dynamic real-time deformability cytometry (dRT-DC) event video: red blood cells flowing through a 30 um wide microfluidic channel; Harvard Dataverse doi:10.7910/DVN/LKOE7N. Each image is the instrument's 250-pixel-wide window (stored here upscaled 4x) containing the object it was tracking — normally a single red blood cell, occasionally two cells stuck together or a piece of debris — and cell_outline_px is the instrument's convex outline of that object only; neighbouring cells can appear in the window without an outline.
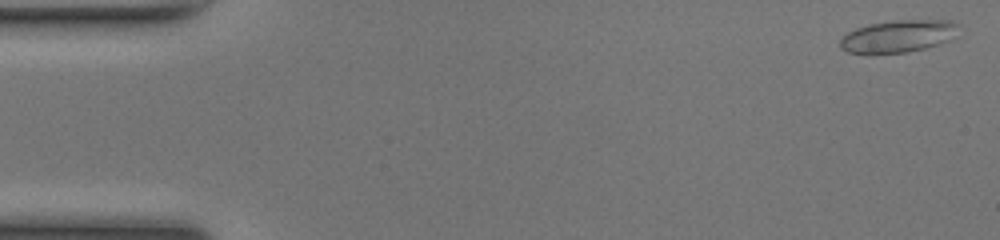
{"species": "common noctule bat (a hibernating species)", "species_latin": "Nyctalus noctula", "temperature_condition": "room temperature", "stored_images_in_passage": 49, "camera_frame_rate_fps": 3000, "um_per_image_px": 0.085, "animal": {"sex": "female", "body_mass_g": 17.0, "forearm_length_mm": 48.0}, "frame": {"image": 1, "passage_image": 1, "time_ms": 0.0, "image_size_px": [1000, 240], "cell_outline_px": [[960, 36], [924, 48], [908, 52], [848, 52], [840, 48], [840, 40], [848, 32], [856, 28], [868, 24], [896, 20], [952, 20], [960, 24]], "centroid_in_image_um": [76.45, 3.04], "position_along_channel_um": 8.6, "area_um2": 22.25}}
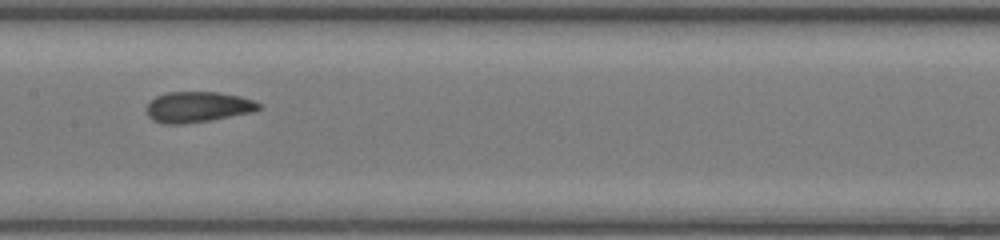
{"frame": {"image": 2, "passage_image": 24, "time_ms": 7.667, "image_size_px": [1000, 240], "cell_outline_px": [[260, 108], [252, 112], [212, 120], [180, 124], [164, 124], [152, 120], [148, 116], [148, 104], [156, 96], [168, 92], [220, 92], [240, 96], [252, 100], [260, 104]], "centroid_in_image_um": [16.81, 9.09], "position_along_channel_um": 190.6, "area_um2": 19.94}}
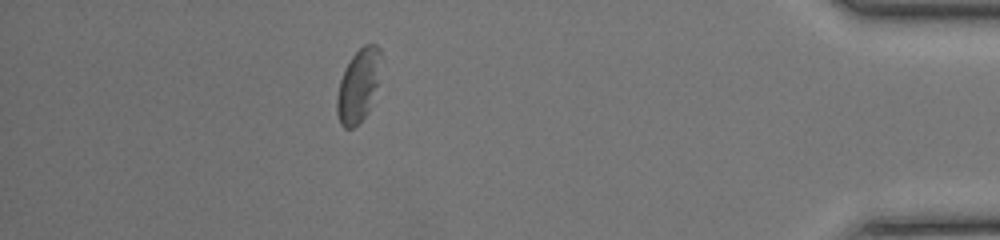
{"frame": {"image": 3, "passage_image": 43, "time_ms": 14.0, "image_size_px": [1000, 240], "cell_outline_px": [[384, 60], [368, 112], [352, 128], [344, 128], [340, 124], [336, 112], [336, 96], [340, 80], [344, 68], [352, 56], [364, 44], [376, 44], [380, 48]], "centroid_in_image_um": [30.47, 7.22], "position_along_channel_um": 404.7, "area_um2": 18.96}, "authors_computed_cell_mechanics": {"area_um2": 20.0566, "velocity_mm_per_s": 4.2036, "shape_relaxation_time_tau1_ms": 10.2174, "shape_relaxation_time_tau2_ms": 1.7213, "deformation_change_tau1": 0.1924, "deformation_change_tau2": 0.0525}}